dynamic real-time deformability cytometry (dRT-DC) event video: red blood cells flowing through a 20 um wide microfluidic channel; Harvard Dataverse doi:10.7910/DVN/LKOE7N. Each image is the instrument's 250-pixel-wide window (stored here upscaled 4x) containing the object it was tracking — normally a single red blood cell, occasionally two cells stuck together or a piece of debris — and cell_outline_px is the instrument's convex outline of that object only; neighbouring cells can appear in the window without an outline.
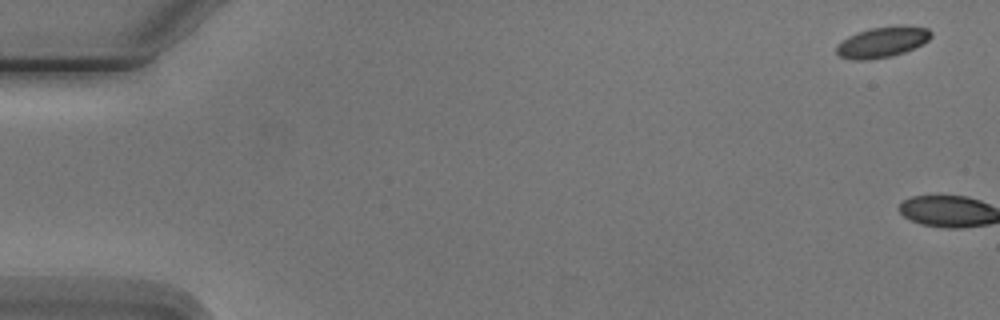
{"species": "Egyptian fruit bat (a non-hibernating species)", "species_latin": "Rousettus aegyptiacus", "temperature_condition": "cold", "stored_images_in_passage": 6, "camera_frame_rate_fps": 3000, "um_per_image_px": 0.085, "animal": {"sex": "male"}, "frame": {"image": 1, "passage_image": 1, "time_ms": 0.0, "image_size_px": [1000, 320], "cell_outline_px": [[932, 36], [928, 40], [904, 52], [892, 56], [868, 60], [852, 60], [840, 56], [836, 52], [836, 48], [848, 36], [856, 32], [872, 28], [900, 24], [928, 28], [932, 32]], "centroid_in_image_um": [75.01, 3.56], "position_along_channel_um": 10.0, "area_um2": 16.88}}
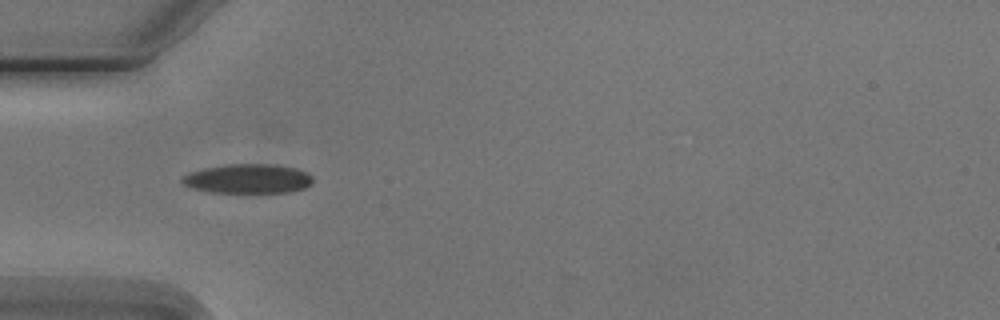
{"frame": {"image": 2, "passage_image": 6, "time_ms": 6.0, "image_size_px": [1000, 320], "cell_outline_px": [[312, 184], [304, 188], [292, 192], [208, 192], [192, 188], [184, 184], [180, 180], [184, 176], [192, 172], [204, 168], [228, 164], [276, 164], [296, 168], [308, 172], [312, 176]], "centroid_in_image_um": [21.12, 15.19], "position_along_channel_um": 63.9, "area_um2": 22.37}}